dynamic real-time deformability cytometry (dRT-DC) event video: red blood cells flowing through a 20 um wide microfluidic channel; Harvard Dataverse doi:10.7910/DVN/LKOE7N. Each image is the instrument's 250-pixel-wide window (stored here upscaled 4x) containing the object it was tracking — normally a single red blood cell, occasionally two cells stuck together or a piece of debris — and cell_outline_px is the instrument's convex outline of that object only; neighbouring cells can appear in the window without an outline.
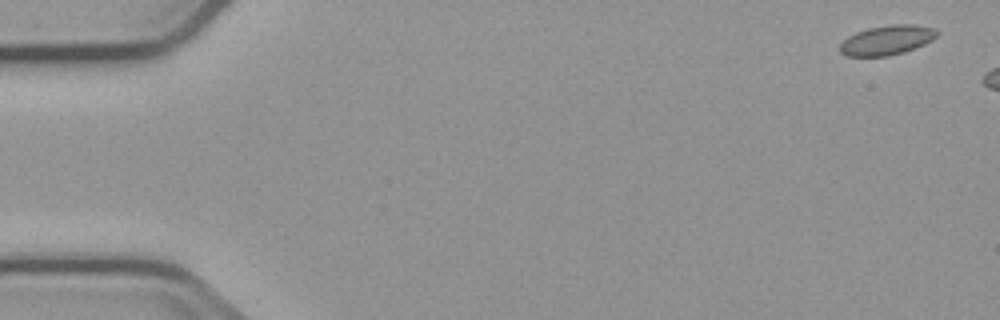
{"species": "common noctule bat (a hibernating species)", "species_latin": "Nyctalus noctula", "temperature_condition": "cold", "stored_images_in_passage": 3, "camera_frame_rate_fps": 3000, "um_per_image_px": 0.085, "animal": {"sex": "male", "body_mass_g": 23.1, "forearm_length_mm": 52.7}, "frame": {"image": 1, "passage_image": 1, "time_ms": 0.0, "image_size_px": [1000, 320], "cell_outline_px": [[940, 32], [932, 40], [924, 44], [904, 52], [888, 56], [848, 56], [840, 52], [840, 44], [848, 36], [856, 32], [868, 28], [892, 24], [916, 24], [936, 28]], "centroid_in_image_um": [75.42, 3.4], "position_along_channel_um": 9.6, "area_um2": 16.82}}